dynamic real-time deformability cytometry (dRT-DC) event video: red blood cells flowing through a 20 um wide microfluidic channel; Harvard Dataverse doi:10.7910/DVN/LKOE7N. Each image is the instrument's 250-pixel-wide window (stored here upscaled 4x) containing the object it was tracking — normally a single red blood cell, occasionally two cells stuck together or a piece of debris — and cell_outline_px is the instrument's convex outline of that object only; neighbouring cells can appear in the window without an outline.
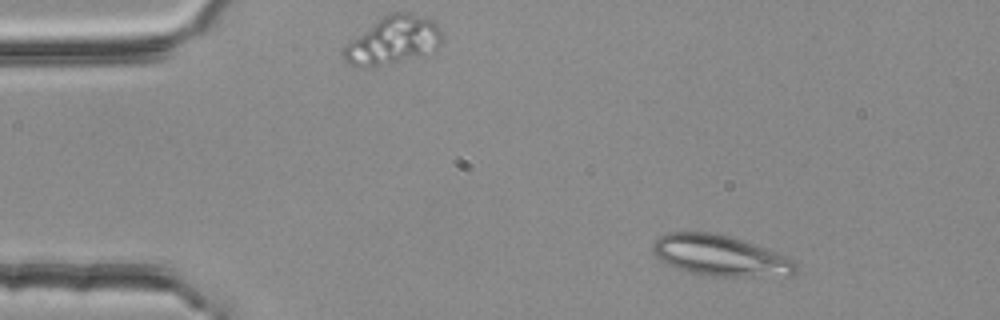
{"species": "common noctule bat (a hibernating species)", "species_latin": "Nyctalus noctula", "temperature_condition": "room temperature", "stored_images_in_passage": 3, "camera_frame_rate_fps": 3000, "um_per_image_px": 0.085, "animal": {"sex": "female", "body_mass_g": 25.1}, "frame": {"image": 1, "passage_image": 1, "time_ms": 0.0, "image_size_px": [1000, 320], "cell_outline_px": [[800, 272], [792, 276], [712, 276], [692, 272], [668, 264], [660, 260], [656, 256], [652, 248], [652, 244], [660, 236], [668, 232], [712, 232], [728, 236], [792, 256]], "centroid_in_image_um": [61.32, 21.73], "position_along_channel_um": 23.7, "area_um2": 34.1}}